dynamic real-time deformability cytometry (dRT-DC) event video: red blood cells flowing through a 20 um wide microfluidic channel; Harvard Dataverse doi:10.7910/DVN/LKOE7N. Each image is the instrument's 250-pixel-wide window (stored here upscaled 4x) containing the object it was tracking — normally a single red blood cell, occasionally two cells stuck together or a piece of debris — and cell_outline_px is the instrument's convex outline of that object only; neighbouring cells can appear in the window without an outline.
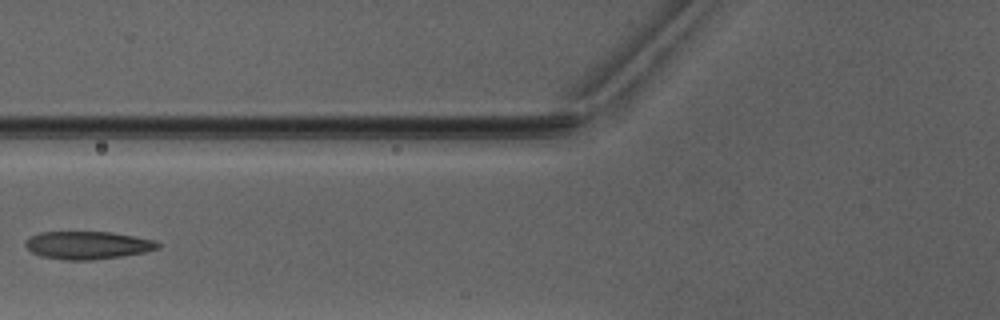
{"species": "Egyptian fruit bat (a non-hibernating species)", "species_latin": "Rousettus aegyptiacus", "temperature_condition": "warm", "stored_images_in_passage": 5, "camera_frame_rate_fps": 3000, "um_per_image_px": 0.085, "animal": {"sex": "male"}, "frame": {"image": 1, "passage_image": 4, "time_ms": 4.333, "image_size_px": [1000, 320], "cell_outline_px": [[160, 248], [144, 252], [120, 256], [92, 260], [64, 260], [40, 256], [32, 252], [24, 244], [32, 236], [40, 232], [112, 232], [152, 240], [160, 244]], "centroid_in_image_um": [7.44, 20.85], "position_along_channel_um": 118.4, "area_um2": 21.21}}
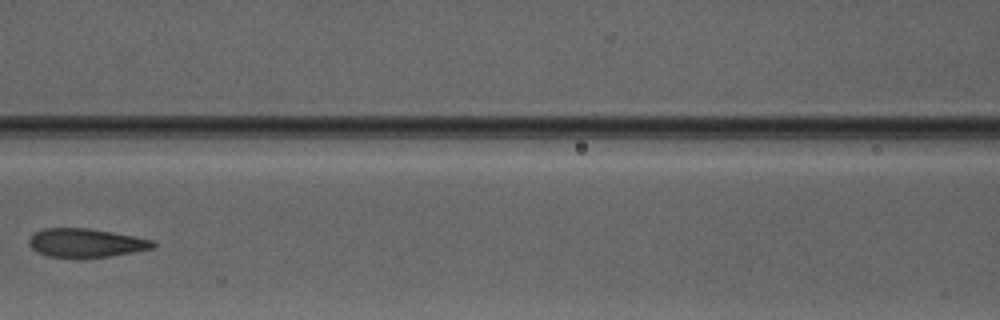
{"frame": {"image": 2, "passage_image": 5, "time_ms": 5.333, "image_size_px": [1000, 320], "cell_outline_px": [[156, 244], [152, 248], [132, 252], [108, 256], [48, 256], [36, 252], [28, 244], [28, 240], [36, 232], [44, 228], [88, 228], [112, 232], [156, 240]], "centroid_in_image_um": [7.31, 20.62], "position_along_channel_um": 159.3, "area_um2": 20.29}}